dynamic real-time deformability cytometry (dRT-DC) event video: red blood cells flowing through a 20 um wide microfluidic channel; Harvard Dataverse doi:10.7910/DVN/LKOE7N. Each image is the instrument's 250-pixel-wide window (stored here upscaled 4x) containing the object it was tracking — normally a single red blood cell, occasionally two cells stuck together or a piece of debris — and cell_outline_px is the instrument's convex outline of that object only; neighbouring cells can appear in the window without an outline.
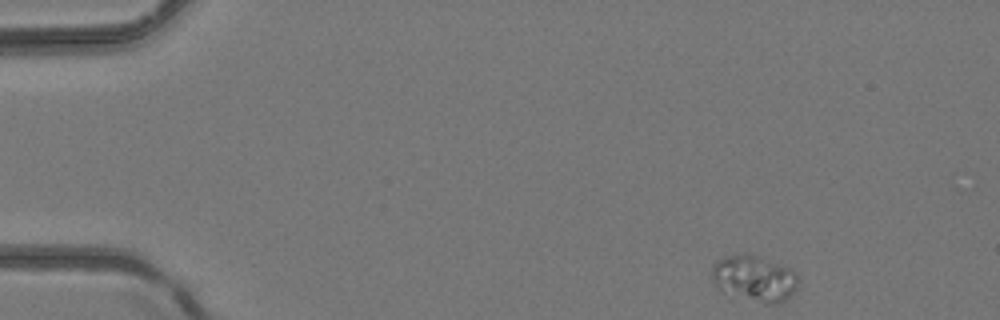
{"species": "common noctule bat (a hibernating species)", "species_latin": "Nyctalus noctula", "temperature_condition": "room temperature", "stored_images_in_passage": 4, "camera_frame_rate_fps": 3000, "um_per_image_px": 0.085, "animal": {"sex": "female", "body_mass_g": 24.6, "forearm_length_mm": 56.2}, "frame": {"image": 1, "passage_image": 1, "time_ms": 0.0, "image_size_px": [1000, 320], "cell_outline_px": [[796, 288], [784, 300], [776, 304], [764, 304], [720, 288], [712, 280], [712, 268], [716, 260], [728, 256], [744, 252], [792, 268], [796, 272]], "centroid_in_image_um": [64.13, 23.63], "position_along_channel_um": 20.9, "area_um2": 22.48}}
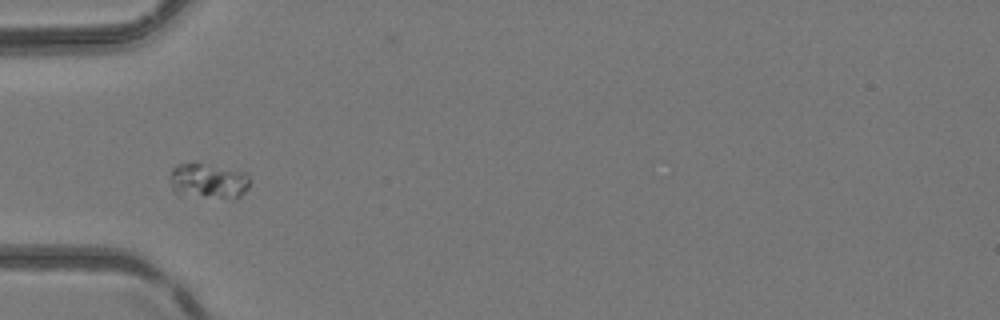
{"frame": {"image": 2, "passage_image": 4, "time_ms": 1.0, "image_size_px": [1000, 320], "cell_outline_px": [[252, 180], [248, 188], [236, 200], [232, 200], [180, 196], [172, 192], [172, 168], [176, 164], [196, 160], [248, 172]], "centroid_in_image_um": [17.76, 15.38], "position_along_channel_um": 67.2, "area_um2": 17.86}}